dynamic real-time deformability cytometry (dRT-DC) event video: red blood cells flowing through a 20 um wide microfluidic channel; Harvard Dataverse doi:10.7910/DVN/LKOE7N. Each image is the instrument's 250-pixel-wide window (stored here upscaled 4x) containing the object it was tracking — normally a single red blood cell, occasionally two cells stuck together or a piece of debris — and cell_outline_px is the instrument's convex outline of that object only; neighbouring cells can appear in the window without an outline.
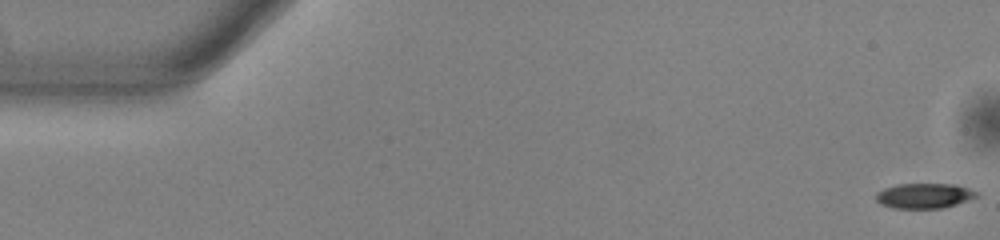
{"species": "common noctule bat (a hibernating species)", "species_latin": "Nyctalus noctula", "temperature_condition": "warm", "stored_images_in_passage": 22, "camera_frame_rate_fps": 3000, "um_per_image_px": 0.085, "animal": {"sex": "male", "body_mass_g": 13.0, "forearm_length_mm": 53.1}, "frame": {"image": 1, "passage_image": 1, "time_ms": 0.0, "image_size_px": [1000, 240], "cell_outline_px": [[980, 196], [956, 204], [940, 208], [892, 208], [880, 204], [876, 200], [876, 192], [884, 188], [896, 184], [956, 184], [968, 188], [976, 192]], "centroid_in_image_um": [78.54, 16.63], "position_along_channel_um": 6.5, "area_um2": 14.74}}
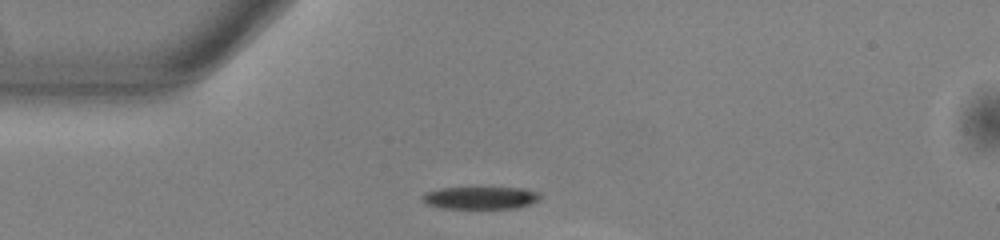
{"frame": {"image": 2, "passage_image": 14, "time_ms": 4.333, "image_size_px": [1000, 240], "cell_outline_px": [[540, 196], [536, 200], [528, 204], [512, 208], [440, 208], [428, 204], [420, 200], [420, 196], [424, 192], [440, 188], [524, 188], [536, 192]], "centroid_in_image_um": [40.72, 16.81], "position_along_channel_um": 44.3, "area_um2": 15.2}}
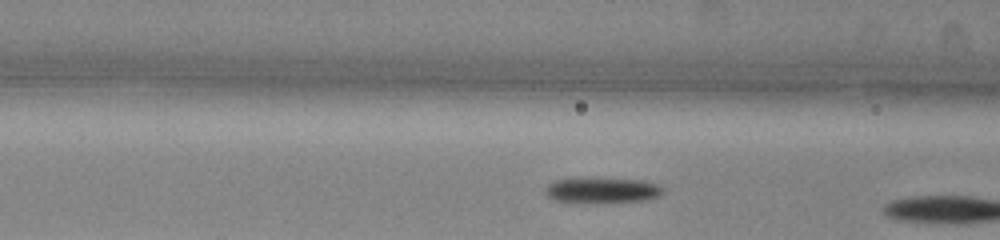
{"frame": {"image": 3, "passage_image": 21, "time_ms": 6.667, "image_size_px": [1000, 240], "cell_outline_px": [[664, 192], [648, 200], [596, 204], [584, 204], [552, 200], [544, 192], [544, 188], [548, 184], [556, 180], [580, 176], [596, 176], [644, 180], [656, 184], [664, 188]], "centroid_in_image_um": [51.12, 16.16], "position_along_channel_um": 115.5, "area_um2": 18.9}}